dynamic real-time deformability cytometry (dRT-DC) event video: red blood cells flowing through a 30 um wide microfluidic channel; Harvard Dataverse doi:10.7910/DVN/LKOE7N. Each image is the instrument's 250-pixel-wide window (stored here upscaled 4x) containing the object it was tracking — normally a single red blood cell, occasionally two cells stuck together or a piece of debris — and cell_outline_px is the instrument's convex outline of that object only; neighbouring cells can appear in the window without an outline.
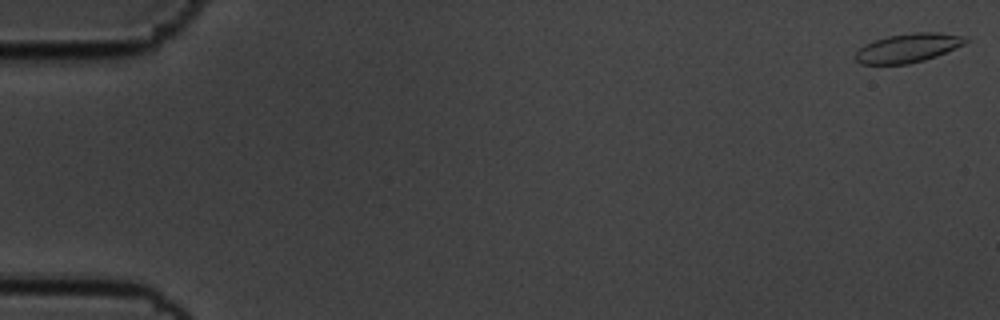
{"species": "common noctule bat (a hibernating species)", "species_latin": "Nyctalus noctula", "temperature_condition": "cold", "stored_images_in_passage": 57, "camera_frame_rate_fps": 3000, "um_per_image_px": 0.085, "animal": {"sex": "male", "body_mass_g": 19.5, "forearm_length_mm": 54.6}, "frame": {"image": 1, "passage_image": 1, "time_ms": 0.0, "image_size_px": [1000, 320], "cell_outline_px": [[972, 40], [964, 44], [936, 56], [924, 60], [908, 64], [860, 64], [856, 60], [856, 52], [864, 44], [888, 36], [912, 32], [940, 32], [968, 36]], "centroid_in_image_um": [77.24, 4.06], "position_along_channel_um": 7.8, "area_um2": 18.67}}
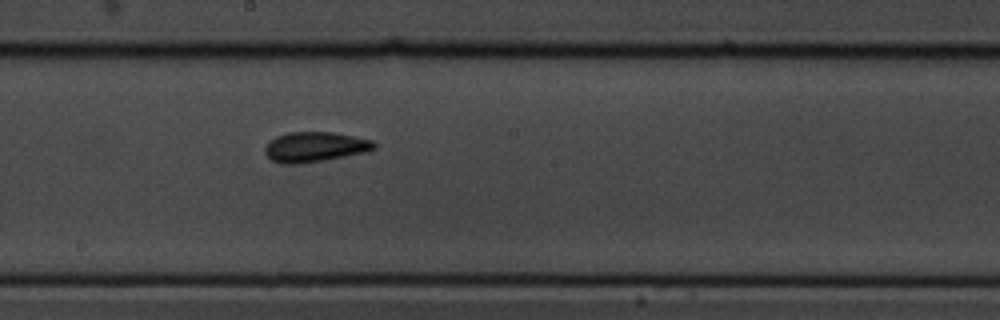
{"frame": {"image": 2, "passage_image": 32, "time_ms": 10.333, "image_size_px": [1000, 320], "cell_outline_px": [[376, 148], [364, 152], [324, 160], [296, 164], [284, 164], [272, 160], [264, 152], [264, 148], [268, 140], [276, 136], [288, 132], [332, 132], [372, 140], [376, 144]], "centroid_in_image_um": [26.72, 12.48], "position_along_channel_um": 221.5, "area_um2": 19.02}}
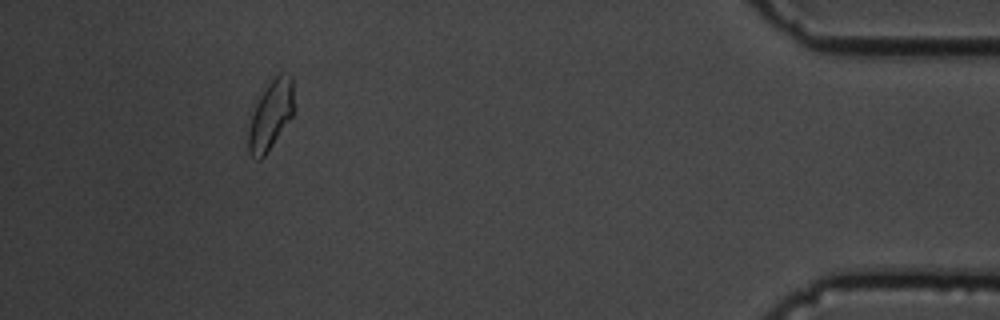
{"frame": {"image": 3, "passage_image": 53, "time_ms": 17.333, "image_size_px": [1000, 320], "cell_outline_px": [[292, 116], [264, 156], [260, 160], [256, 160], [248, 152], [248, 132], [252, 116], [256, 104], [260, 96], [268, 84], [280, 72], [284, 72], [292, 76]], "centroid_in_image_um": [22.99, 9.79], "position_along_channel_um": 412.2, "area_um2": 17.74}, "authors_computed_cell_mechanics": {"area_um2": 18.3226, "velocity_mm_per_s": 3.5288, "shape_relaxation_time_tau1_ms": 4.0507, "shape_relaxation_time_tau2_ms": 1.9211, "deformation_change_tau1": 0.1014, "deformation_change_tau2": 0.0758}}